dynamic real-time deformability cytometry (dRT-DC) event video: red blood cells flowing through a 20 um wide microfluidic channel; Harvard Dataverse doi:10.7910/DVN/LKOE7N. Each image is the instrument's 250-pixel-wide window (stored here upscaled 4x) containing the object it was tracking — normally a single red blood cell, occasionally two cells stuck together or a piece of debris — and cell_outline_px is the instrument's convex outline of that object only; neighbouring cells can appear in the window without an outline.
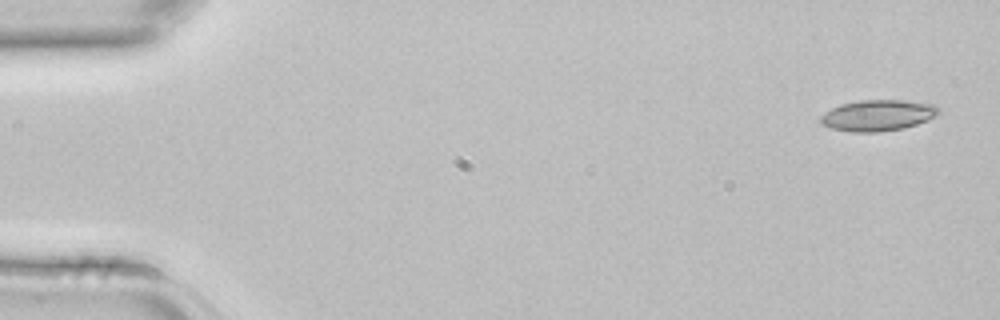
{"species": "common noctule bat (a hibernating species)", "species_latin": "Nyctalus noctula", "temperature_condition": "room temperature", "stored_images_in_passage": 4, "segment_of_instrument_passage": [2, 2], "camera_frame_rate_fps": 3000, "um_per_image_px": 0.085, "animal": {"sex": "female", "body_mass_g": 22.7, "forearm_length_mm": 54.2}, "frame": {"image": 1, "passage_image": 4, "time_ms": 1.0, "image_size_px": [1000, 320], "cell_outline_px": [[940, 112], [936, 116], [928, 120], [904, 128], [880, 132], [848, 132], [832, 128], [820, 124], [820, 116], [824, 112], [840, 104], [860, 100], [908, 100], [936, 104], [940, 108]], "centroid_in_image_um": [74.63, 9.8], "position_along_channel_um": 10.4, "area_um2": 21.73}}